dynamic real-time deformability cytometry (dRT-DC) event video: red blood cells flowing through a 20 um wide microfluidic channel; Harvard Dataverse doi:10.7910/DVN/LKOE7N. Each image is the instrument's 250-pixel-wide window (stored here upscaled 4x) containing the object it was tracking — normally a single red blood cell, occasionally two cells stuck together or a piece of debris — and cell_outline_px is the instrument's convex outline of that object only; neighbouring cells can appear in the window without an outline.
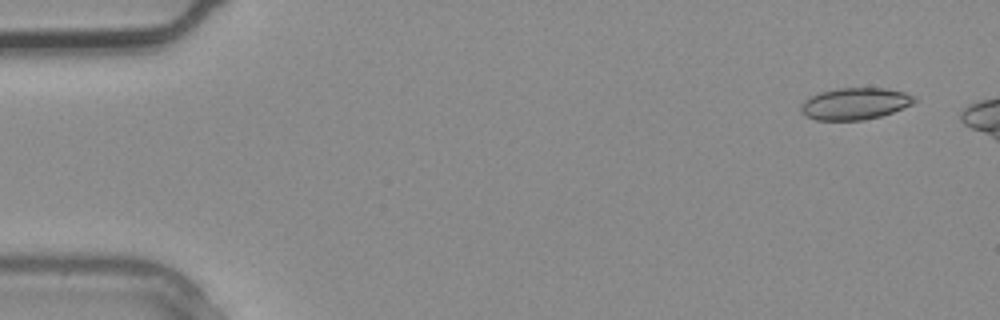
{"species": "common noctule bat (a hibernating species)", "species_latin": "Nyctalus noctula", "temperature_condition": "warm", "stored_images_in_passage": 3, "camera_frame_rate_fps": 3000, "um_per_image_px": 0.085, "animal": {"sex": "male", "body_mass_g": 20.4}, "frame": {"image": 1, "passage_image": 1, "time_ms": 0.0, "image_size_px": [1000, 320], "cell_outline_px": [[916, 100], [912, 104], [892, 112], [880, 116], [864, 120], [816, 120], [804, 116], [800, 108], [800, 104], [804, 100], [820, 92], [836, 88], [884, 88], [904, 92], [916, 96]], "centroid_in_image_um": [72.65, 8.81], "position_along_channel_um": 12.3, "area_um2": 21.04}}